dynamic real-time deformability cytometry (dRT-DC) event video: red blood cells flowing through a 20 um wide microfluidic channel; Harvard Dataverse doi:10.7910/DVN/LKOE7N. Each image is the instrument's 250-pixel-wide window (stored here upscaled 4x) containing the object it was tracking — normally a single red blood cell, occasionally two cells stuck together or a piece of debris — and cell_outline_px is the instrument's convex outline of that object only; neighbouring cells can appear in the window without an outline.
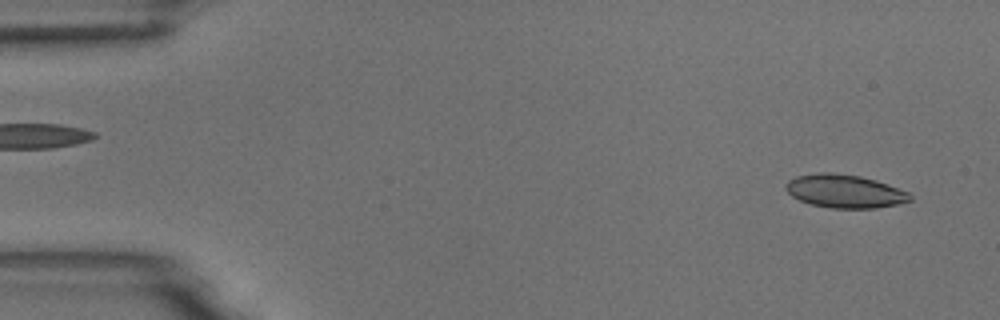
{"species": "common noctule bat (a hibernating species)", "species_latin": "Nyctalus noctula", "temperature_condition": "room temperature", "stored_images_in_passage": 14, "camera_frame_rate_fps": 3000, "um_per_image_px": 0.085, "animal": {"sex": "male", "body_mass_g": 18.8}, "frame": {"image": 1, "passage_image": 1, "time_ms": 0.0, "image_size_px": [1000, 320], "cell_outline_px": [[912, 200], [896, 204], [876, 208], [832, 208], [812, 204], [800, 200], [792, 196], [784, 188], [784, 184], [788, 180], [796, 176], [816, 172], [828, 172], [860, 176], [876, 180], [908, 192], [912, 196]], "centroid_in_image_um": [71.77, 16.24], "position_along_channel_um": 13.2, "area_um2": 24.04}}
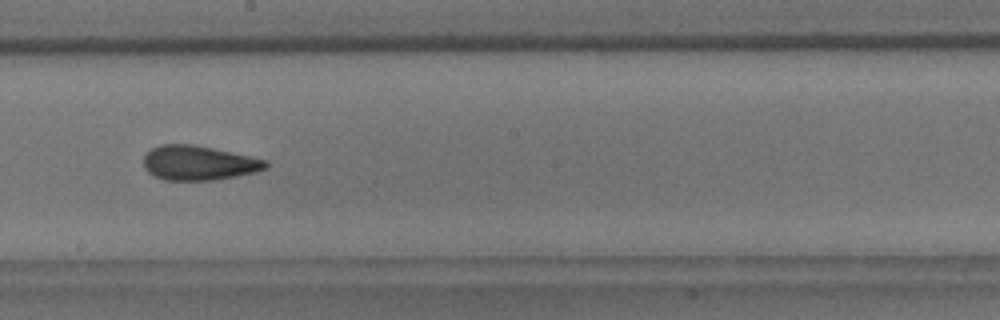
{"frame": {"image": 2, "passage_image": 8, "time_ms": 9.0, "image_size_px": [1000, 320], "cell_outline_px": [[268, 168], [256, 172], [236, 176], [212, 180], [164, 180], [148, 172], [144, 168], [144, 156], [152, 148], [160, 144], [192, 144], [212, 148], [268, 160]], "centroid_in_image_um": [16.89, 13.85], "position_along_channel_um": 231.3, "area_um2": 24.51}}
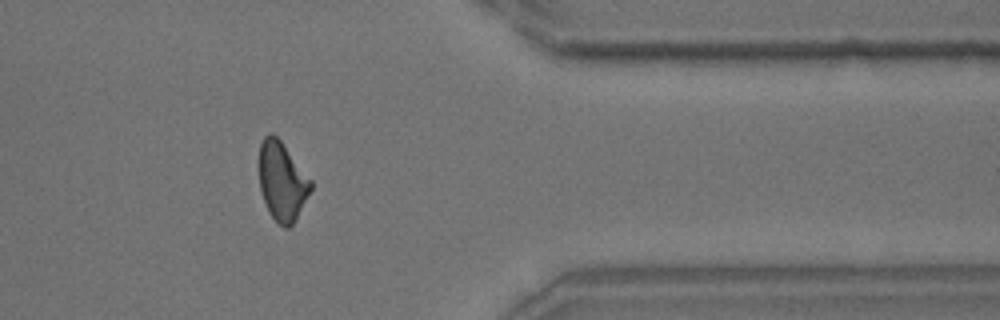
{"frame": {"image": 3, "passage_image": 12, "time_ms": 13.667, "image_size_px": [1000, 320], "cell_outline_px": [[312, 188], [292, 224], [288, 228], [284, 228], [276, 224], [268, 212], [260, 188], [256, 164], [256, 160], [260, 144], [264, 136], [272, 132], [280, 140], [312, 180]], "centroid_in_image_um": [23.91, 15.38], "position_along_channel_um": 387.5, "area_um2": 24.16}, "authors_computed_cell_mechanics": {"area_um2": 24.0448, "velocity_mm_per_s": 3.7079, "shape_relaxation_time_tau1_ms": null, "shape_relaxation_time_tau2_ms": 2.5315, "deformation_change_tau1": null, "deformation_change_tau2": 0.0664}}